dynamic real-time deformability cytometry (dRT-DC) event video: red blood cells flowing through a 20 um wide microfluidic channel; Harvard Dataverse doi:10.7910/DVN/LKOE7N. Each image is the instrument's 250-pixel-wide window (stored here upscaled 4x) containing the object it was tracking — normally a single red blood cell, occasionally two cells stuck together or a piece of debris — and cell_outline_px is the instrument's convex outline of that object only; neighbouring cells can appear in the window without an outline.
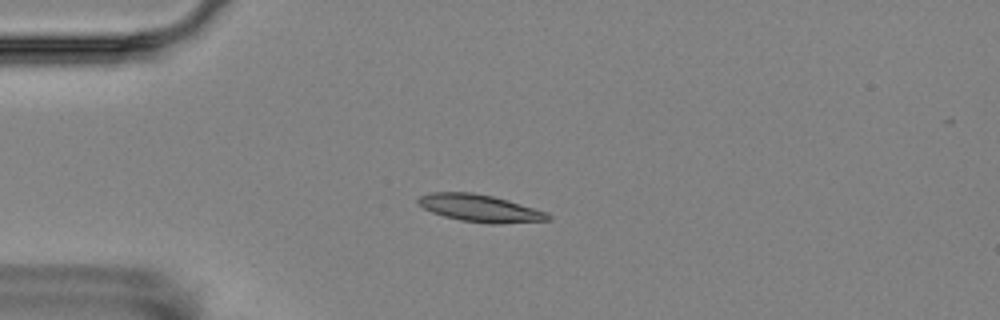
{"species": "Egyptian fruit bat (a non-hibernating species)", "species_latin": "Rousettus aegyptiacus", "temperature_condition": "room temperature", "stored_images_in_passage": 14, "camera_frame_rate_fps": 3000, "um_per_image_px": 0.085, "animal": {"sex": "female"}, "frame": {"image": 1, "passage_image": 2, "time_ms": 1.0, "image_size_px": [1000, 320], "cell_outline_px": [[552, 220], [496, 224], [488, 224], [460, 220], [444, 216], [432, 212], [416, 204], [416, 200], [420, 196], [432, 192], [472, 192], [492, 196], [508, 200], [548, 212], [552, 216]], "centroid_in_image_um": [40.81, 17.7], "position_along_channel_um": 44.2, "area_um2": 20.81}}
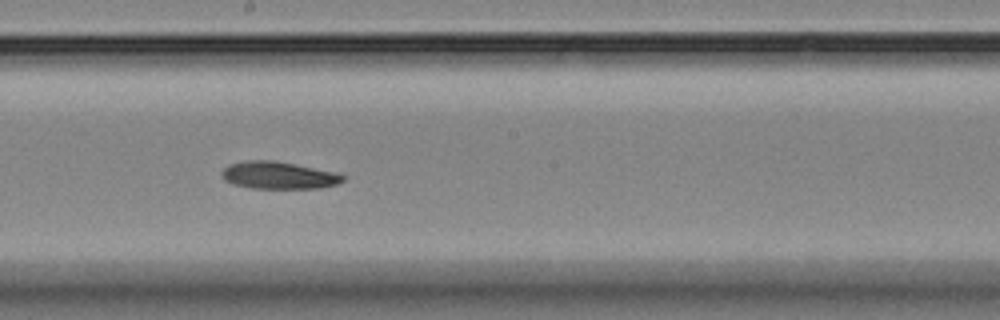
{"frame": {"image": 2, "passage_image": 7, "time_ms": 6.667, "image_size_px": [1000, 320], "cell_outline_px": [[344, 180], [336, 184], [320, 188], [252, 188], [232, 184], [224, 180], [220, 172], [228, 164], [248, 160], [272, 160], [332, 172], [344, 176]], "centroid_in_image_um": [23.59, 14.91], "position_along_channel_um": 224.6, "area_um2": 18.96}}
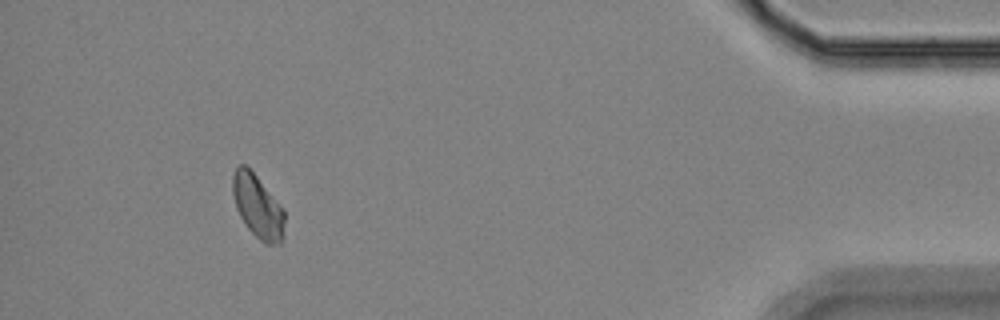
{"frame": {"image": 3, "passage_image": 13, "time_ms": 13.667, "image_size_px": [1000, 320], "cell_outline_px": [[284, 236], [280, 244], [264, 244], [248, 228], [240, 216], [236, 208], [232, 192], [232, 176], [236, 168], [240, 164], [244, 164], [256, 176], [284, 208]], "centroid_in_image_um": [21.91, 17.56], "position_along_channel_um": 413.3, "area_um2": 19.07}, "authors_computed_cell_mechanics": {"area_um2": 19.6231, "velocity_mm_per_s": 3.5393, "shape_relaxation_time_tau1_ms": 2.3579, "shape_relaxation_time_tau2_ms": null, "deformation_change_tau1": 0.0765, "deformation_change_tau2": null}}